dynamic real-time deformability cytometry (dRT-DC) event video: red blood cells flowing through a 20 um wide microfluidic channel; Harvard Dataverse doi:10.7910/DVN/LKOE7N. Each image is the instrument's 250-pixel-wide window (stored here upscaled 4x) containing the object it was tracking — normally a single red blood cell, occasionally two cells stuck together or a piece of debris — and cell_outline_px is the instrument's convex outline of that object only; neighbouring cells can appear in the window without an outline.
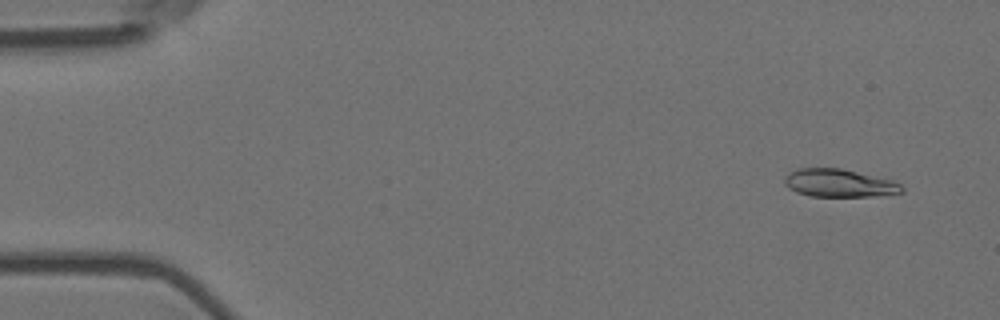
{"species": "Egyptian fruit bat (a non-hibernating species)", "species_latin": "Rousettus aegyptiacus", "temperature_condition": "room temperature", "stored_images_in_passage": 55, "camera_frame_rate_fps": 3000, "um_per_image_px": 0.085, "animal": {"sex": "female"}, "frame": {"image": 1, "passage_image": 4, "time_ms": 1.0, "image_size_px": [1000, 320], "cell_outline_px": [[904, 192], [876, 196], [808, 196], [796, 192], [788, 188], [784, 184], [784, 176], [800, 168], [840, 168], [892, 180], [900, 184], [904, 188]], "centroid_in_image_um": [71.32, 15.57], "position_along_channel_um": 13.7, "area_um2": 19.02}}
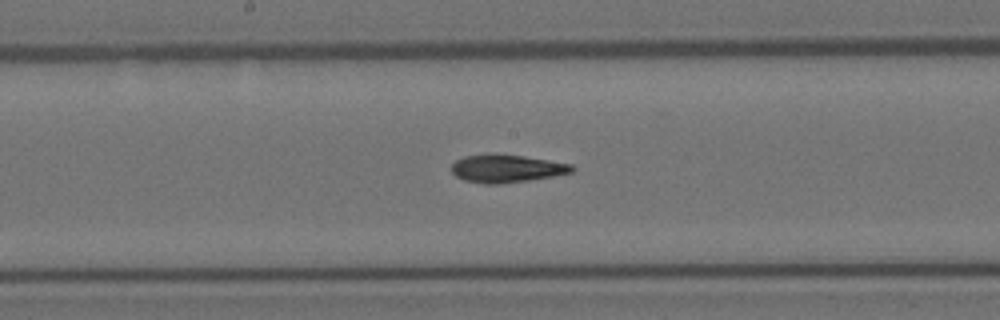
{"frame": {"image": 2, "passage_image": 29, "time_ms": 9.333, "image_size_px": [1000, 320], "cell_outline_px": [[576, 168], [572, 172], [552, 176], [528, 180], [500, 184], [484, 184], [464, 180], [456, 176], [452, 172], [452, 164], [456, 160], [464, 156], [484, 152], [496, 152], [524, 156], [572, 164]], "centroid_in_image_um": [43.02, 14.29], "position_along_channel_um": 205.2, "area_um2": 19.94}}
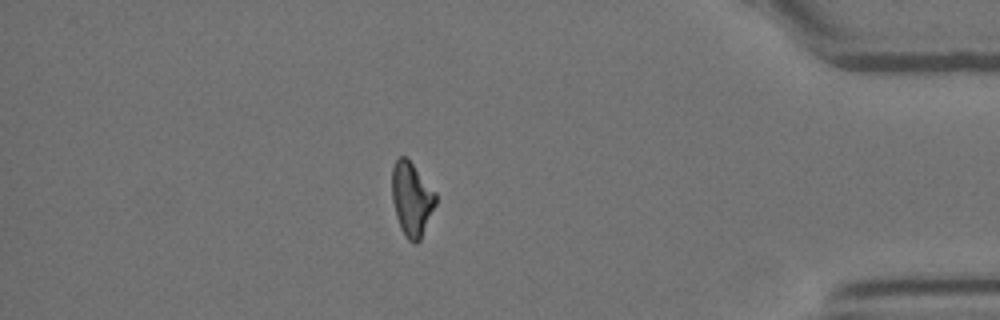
{"frame": {"image": 3, "passage_image": 48, "time_ms": 15.667, "image_size_px": [1000, 320], "cell_outline_px": [[436, 204], [420, 240], [416, 244], [412, 244], [404, 236], [400, 228], [396, 216], [392, 200], [392, 168], [396, 160], [400, 156], [404, 156], [412, 164], [436, 192]], "centroid_in_image_um": [34.98, 16.96], "position_along_channel_um": 400.2, "area_um2": 18.79}, "authors_computed_cell_mechanics": {"area_um2": 19.4786, "velocity_mm_per_s": 3.6869, "shape_relaxation_time_tau1_ms": 7.4687, "shape_relaxation_time_tau2_ms": 3.2262, "deformation_change_tau1": 0.1877, "deformation_change_tau2": 0.1026}}